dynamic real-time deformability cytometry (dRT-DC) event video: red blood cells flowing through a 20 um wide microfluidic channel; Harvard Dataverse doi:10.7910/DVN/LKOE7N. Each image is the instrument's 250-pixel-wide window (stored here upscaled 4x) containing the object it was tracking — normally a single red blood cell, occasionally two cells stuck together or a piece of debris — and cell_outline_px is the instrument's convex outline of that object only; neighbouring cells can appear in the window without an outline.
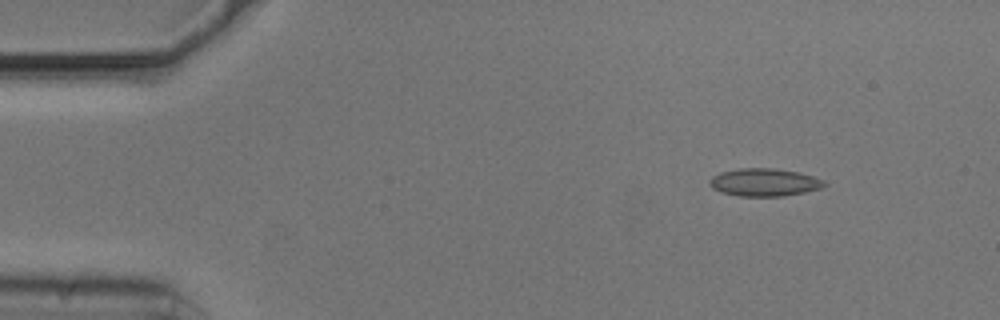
{"species": "common noctule bat (a hibernating species)", "species_latin": "Nyctalus noctula", "temperature_condition": "cold", "stored_images_in_passage": 49, "camera_frame_rate_fps": 3000, "um_per_image_px": 0.085, "animal": {"sex": "male", "body_mass_g": 20.5, "forearm_length_mm": 52.5}, "frame": {"image": 1, "passage_image": 1, "time_ms": 0.0, "image_size_px": [1000, 320], "cell_outline_px": [[828, 184], [820, 188], [804, 192], [784, 196], [736, 196], [720, 192], [712, 188], [708, 184], [708, 180], [712, 176], [720, 172], [740, 168], [776, 168], [800, 172], [824, 180]], "centroid_in_image_um": [64.94, 15.49], "position_along_channel_um": 20.1, "area_um2": 18.79}}
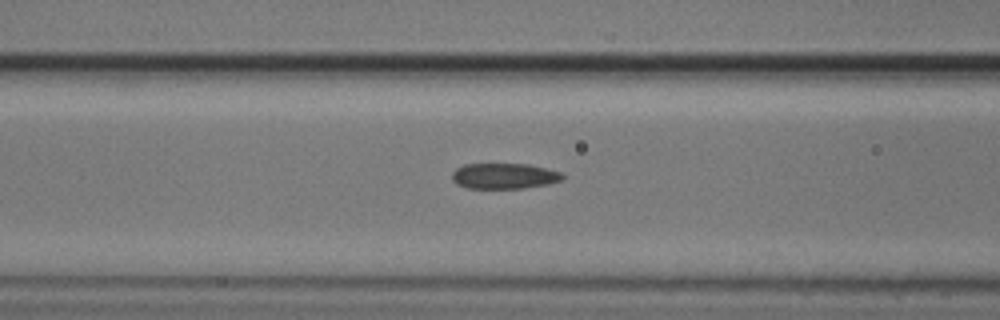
{"frame": {"image": 2, "passage_image": 16, "time_ms": 5.0, "image_size_px": [1000, 320], "cell_outline_px": [[564, 180], [548, 184], [524, 188], [468, 188], [456, 184], [452, 180], [452, 172], [456, 168], [464, 164], [528, 164], [560, 172], [564, 176]], "centroid_in_image_um": [42.84, 14.96], "position_along_channel_um": 123.8, "area_um2": 16.53}}
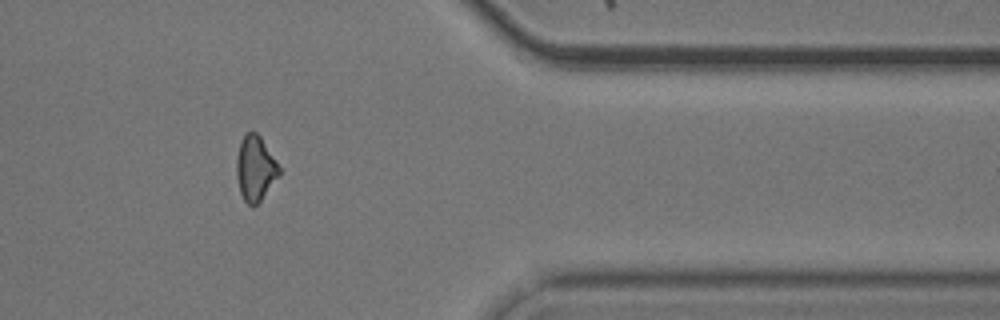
{"frame": {"image": 3, "passage_image": 39, "time_ms": 12.667, "image_size_px": [1000, 320], "cell_outline_px": [[280, 176], [260, 200], [252, 208], [244, 200], [240, 192], [236, 176], [236, 156], [240, 140], [248, 132], [256, 132], [260, 136], [276, 160], [280, 168]], "centroid_in_image_um": [21.69, 14.32], "position_along_channel_um": 389.7, "area_um2": 16.24}, "authors_computed_cell_mechanics": {"area_um2": 16.9932, "velocity_mm_per_s": 3.722, "shape_relaxation_time_tau1_ms": 3.0291, "shape_relaxation_time_tau2_ms": 2.6077, "deformation_change_tau1": 0.0838, "deformation_change_tau2": 0.0963}}